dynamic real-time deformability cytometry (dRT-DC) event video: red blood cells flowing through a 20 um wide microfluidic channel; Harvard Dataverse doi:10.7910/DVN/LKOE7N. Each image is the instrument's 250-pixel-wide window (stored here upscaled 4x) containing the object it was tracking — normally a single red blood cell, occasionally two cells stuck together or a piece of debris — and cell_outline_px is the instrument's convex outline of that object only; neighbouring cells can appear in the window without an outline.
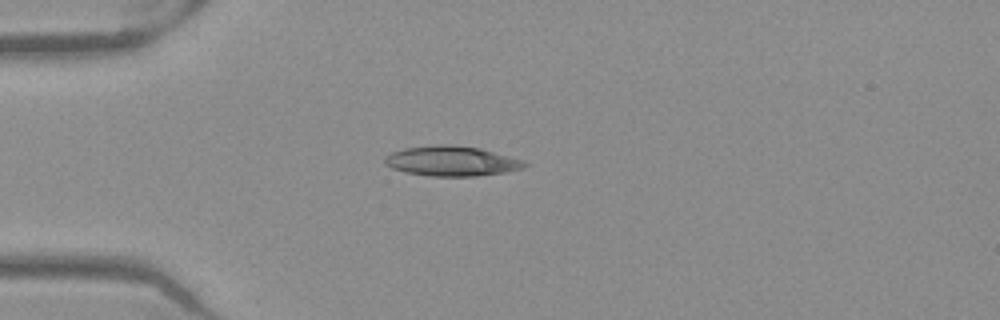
{"species": "Egyptian fruit bat (a non-hibernating species)", "species_latin": "Rousettus aegyptiacus", "temperature_condition": "warm", "stored_images_in_passage": 38, "camera_frame_rate_fps": 3000, "um_per_image_px": 0.085, "frame": {"image": 1, "passage_image": 1, "time_ms": 0.0, "image_size_px": [1000, 320], "cell_outline_px": [[528, 164], [524, 168], [504, 172], [476, 176], [432, 176], [408, 172], [392, 168], [384, 164], [384, 156], [392, 152], [404, 148], [436, 144], [452, 144], [480, 148], [524, 160]], "centroid_in_image_um": [38.38, 13.68], "position_along_channel_um": 46.6, "area_um2": 24.45}}
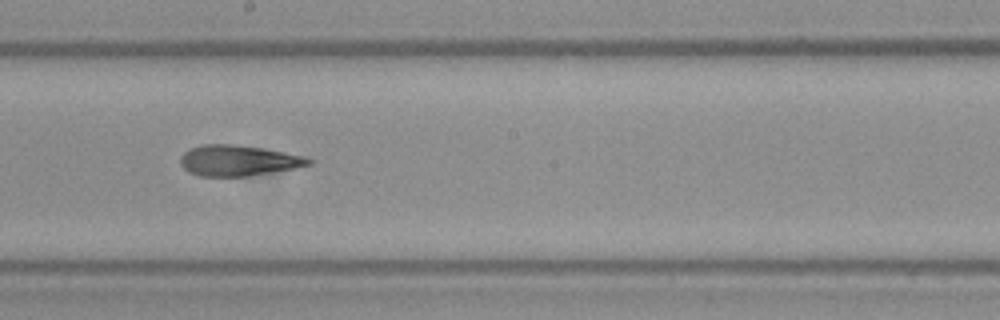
{"frame": {"image": 2, "passage_image": 16, "time_ms": 5.0, "image_size_px": [1000, 320], "cell_outline_px": [[312, 164], [296, 168], [248, 176], [200, 176], [188, 172], [180, 164], [180, 156], [184, 152], [192, 148], [204, 144], [232, 144], [260, 148], [308, 156], [312, 160]], "centroid_in_image_um": [20.27, 13.65], "position_along_channel_um": 227.9, "area_um2": 22.95}}
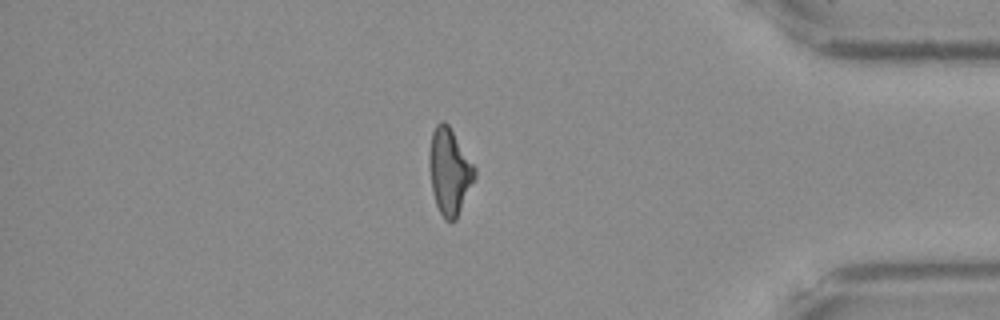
{"frame": {"image": 3, "passage_image": 31, "time_ms": 10.0, "image_size_px": [1000, 320], "cell_outline_px": [[476, 176], [456, 220], [444, 220], [436, 204], [432, 192], [428, 164], [428, 156], [432, 132], [436, 124], [440, 120], [444, 120], [448, 124], [476, 168]], "centroid_in_image_um": [38.19, 14.56], "position_along_channel_um": 397.0, "area_um2": 22.89}, "authors_computed_cell_mechanics": {"area_um2": 23.1778, "velocity_mm_per_s": 3.984, "shape_relaxation_time_tau1_ms": 9.3426, "shape_relaxation_time_tau2_ms": 2.1516, "deformation_change_tau1": 0.2664, "deformation_change_tau2": 0.111}}